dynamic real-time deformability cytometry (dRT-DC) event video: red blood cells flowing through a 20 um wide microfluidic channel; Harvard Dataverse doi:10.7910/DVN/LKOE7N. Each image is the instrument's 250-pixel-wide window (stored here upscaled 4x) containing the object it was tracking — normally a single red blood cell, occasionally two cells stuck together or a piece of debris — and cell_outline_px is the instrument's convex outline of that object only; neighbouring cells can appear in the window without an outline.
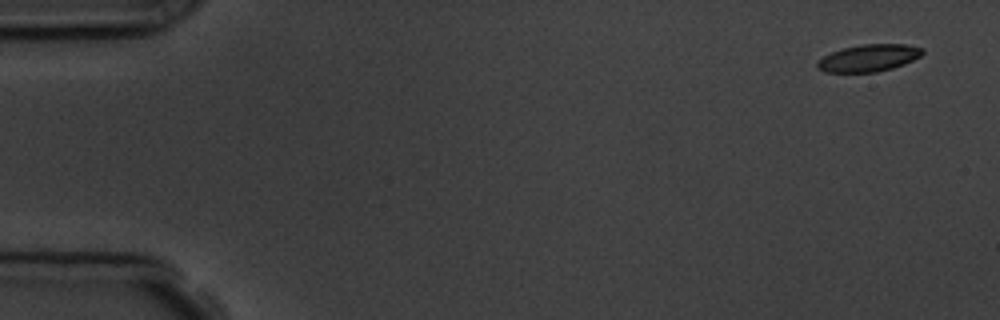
{"species": "common noctule bat (a hibernating species)", "species_latin": "Nyctalus noctula", "temperature_condition": "room temperature", "stored_images_in_passage": 4, "camera_frame_rate_fps": 3000, "um_per_image_px": 0.085, "animal": {"sex": "male", "body_mass_g": 19.5, "forearm_length_mm": 54.6}, "frame": {"image": 1, "passage_image": 1, "time_ms": 0.0, "image_size_px": [1000, 320], "cell_outline_px": [[924, 52], [920, 56], [904, 64], [892, 68], [876, 72], [824, 72], [816, 68], [816, 64], [824, 56], [832, 52], [844, 48], [860, 44], [904, 44], [924, 48]], "centroid_in_image_um": [73.85, 4.93], "position_along_channel_um": 11.2, "area_um2": 16.53}}
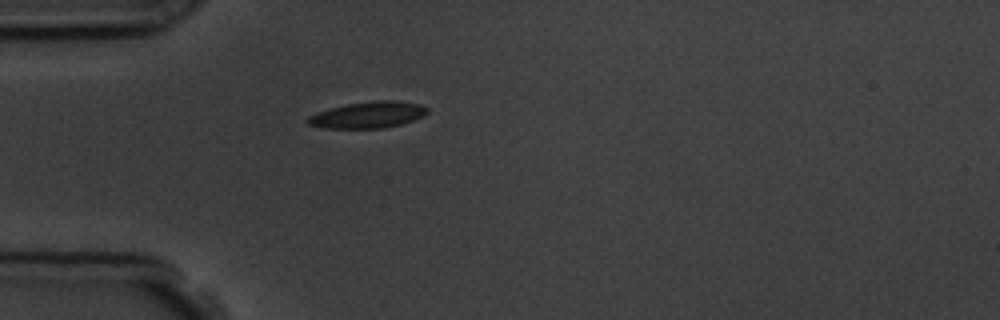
{"frame": {"image": 2, "passage_image": 4, "time_ms": 4.333, "image_size_px": [1000, 320], "cell_outline_px": [[428, 112], [424, 116], [400, 124], [384, 128], [324, 128], [308, 124], [304, 120], [308, 116], [316, 112], [348, 104], [376, 100], [396, 100], [420, 104], [428, 108]], "centroid_in_image_um": [31.27, 9.76], "position_along_channel_um": 53.7, "area_um2": 18.38}}